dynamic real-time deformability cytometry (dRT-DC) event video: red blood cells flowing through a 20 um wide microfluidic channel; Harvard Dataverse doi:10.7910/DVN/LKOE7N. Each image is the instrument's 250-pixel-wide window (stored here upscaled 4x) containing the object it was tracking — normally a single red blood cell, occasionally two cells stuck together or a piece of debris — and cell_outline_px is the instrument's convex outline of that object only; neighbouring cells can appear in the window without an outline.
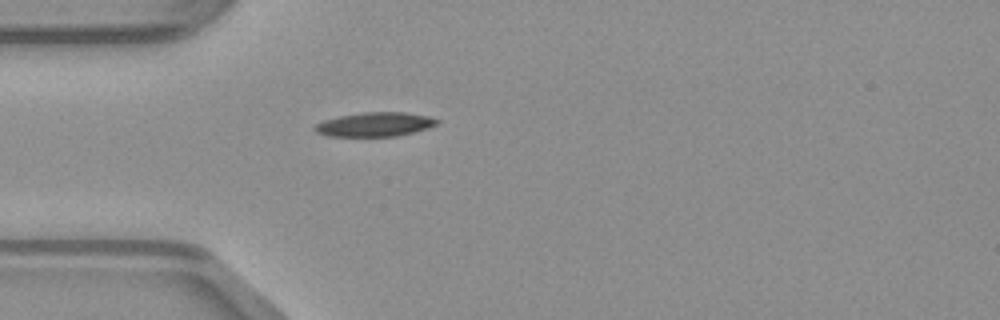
{"species": "common noctule bat (a hibernating species)", "species_latin": "Nyctalus noctula", "temperature_condition": "warm", "stored_images_in_passage": 36, "camera_frame_rate_fps": 3000, "um_per_image_px": 0.085, "animal": {"sex": "male", "body_mass_g": 23.1, "forearm_length_mm": 52.7}, "frame": {"image": 1, "passage_image": 1, "time_ms": 0.0, "image_size_px": [1000, 320], "cell_outline_px": [[440, 120], [436, 124], [428, 128], [396, 136], [328, 136], [316, 132], [312, 128], [316, 124], [324, 120], [340, 116], [364, 112], [404, 112], [428, 116]], "centroid_in_image_um": [31.85, 10.57], "position_along_channel_um": 53.2, "area_um2": 17.05}}
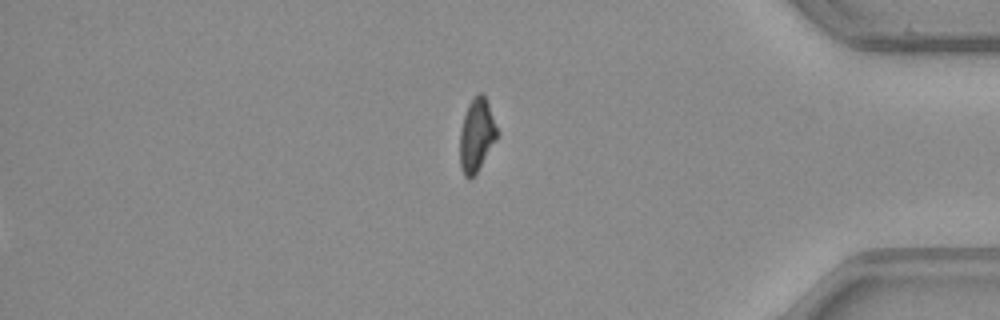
{"frame": {"image": 2, "passage_image": 28, "time_ms": 9.0, "image_size_px": [1000, 320], "cell_outline_px": [[500, 132], [496, 140], [476, 172], [468, 180], [464, 176], [460, 168], [460, 132], [464, 116], [468, 104], [480, 92], [484, 92]], "centroid_in_image_um": [40.53, 11.46], "position_along_channel_um": 394.7, "area_um2": 15.9}}
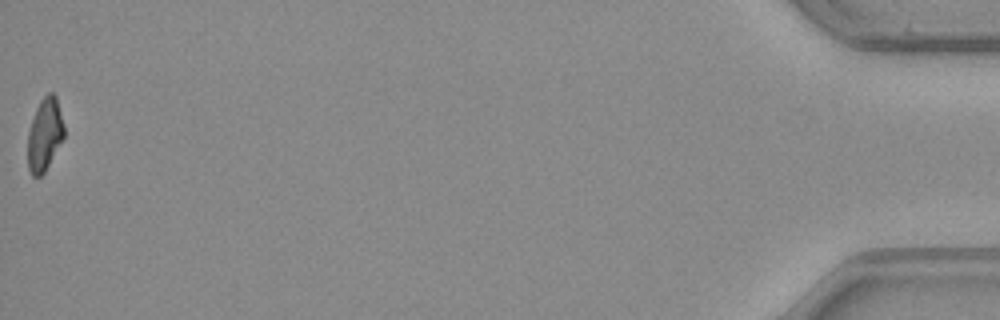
{"frame": {"image": 3, "passage_image": 36, "time_ms": 11.667, "image_size_px": [1000, 320], "cell_outline_px": [[64, 136], [44, 172], [40, 176], [32, 176], [28, 168], [28, 132], [36, 108], [40, 100], [48, 92], [52, 92], [56, 96], [64, 124]], "centroid_in_image_um": [3.79, 11.4], "position_along_channel_um": 431.4, "area_um2": 15.2}}